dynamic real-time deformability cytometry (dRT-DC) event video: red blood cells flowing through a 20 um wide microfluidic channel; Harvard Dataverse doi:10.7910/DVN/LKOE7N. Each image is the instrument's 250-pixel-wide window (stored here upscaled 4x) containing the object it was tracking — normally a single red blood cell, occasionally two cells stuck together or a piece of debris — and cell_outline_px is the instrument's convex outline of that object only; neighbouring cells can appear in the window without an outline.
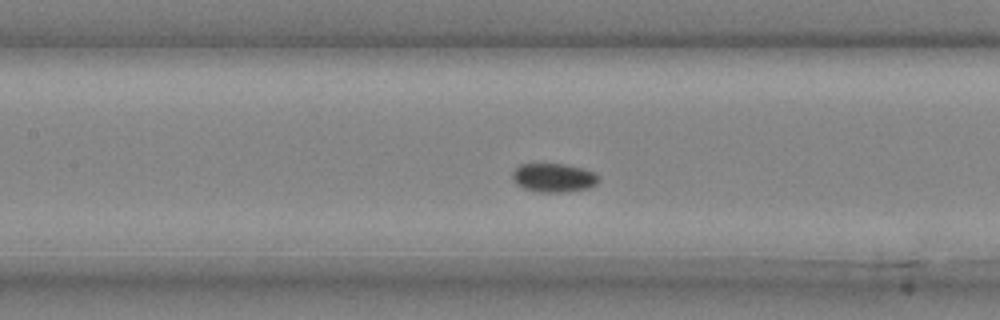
{"species": "common noctule bat (a hibernating species)", "species_latin": "Nyctalus noctula", "temperature_condition": "cold", "stored_images_in_passage": 40, "camera_frame_rate_fps": 3000, "um_per_image_px": 0.085, "animal": {"sex": "male", "body_mass_g": 20.4}, "frame": {"image": 1, "passage_image": 18, "time_ms": 5.667, "image_size_px": [1000, 320], "cell_outline_px": [[600, 180], [596, 184], [588, 188], [568, 192], [540, 192], [524, 188], [516, 184], [512, 180], [512, 172], [520, 164], [568, 164], [584, 168], [596, 172], [600, 176]], "centroid_in_image_um": [47.1, 15.1], "position_along_channel_um": 160.3, "area_um2": 14.74}}
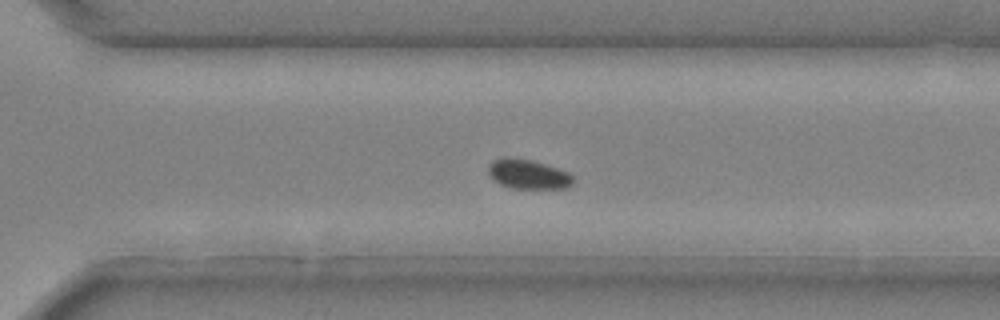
{"frame": {"image": 2, "passage_image": 29, "time_ms": 9.333, "image_size_px": [1000, 320], "cell_outline_px": [[572, 184], [564, 188], [512, 188], [500, 184], [488, 172], [488, 164], [492, 160], [500, 156], [512, 156], [532, 160], [568, 172], [572, 176]], "centroid_in_image_um": [44.83, 14.77], "position_along_channel_um": 325.8, "area_um2": 14.57}}